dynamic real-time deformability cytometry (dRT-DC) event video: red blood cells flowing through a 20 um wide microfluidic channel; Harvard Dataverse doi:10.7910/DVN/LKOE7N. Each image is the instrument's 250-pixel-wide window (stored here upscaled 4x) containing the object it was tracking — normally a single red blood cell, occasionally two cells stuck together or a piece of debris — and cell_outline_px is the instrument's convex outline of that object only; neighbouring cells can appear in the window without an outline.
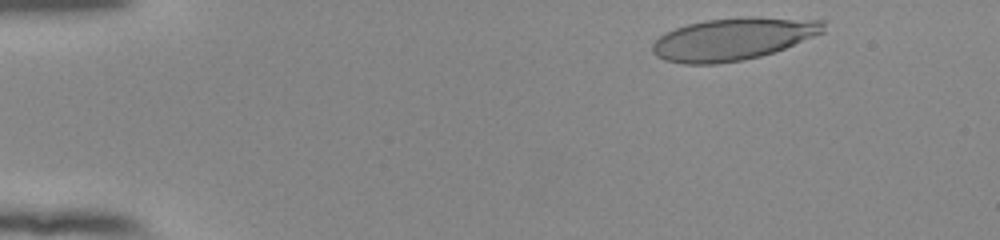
{"species": "human", "species_latin": "Homo sapiens", "temperature_condition": "room temperature", "stored_images_in_passage": 43, "camera_frame_rate_fps": 3000, "um_per_image_px": 0.085, "donor": {"sex": "female"}, "frame": {"image": 1, "passage_image": 3, "time_ms": 0.667, "image_size_px": [1000, 240], "cell_outline_px": [[824, 32], [784, 48], [760, 56], [744, 60], [716, 64], [684, 64], [664, 60], [656, 56], [652, 52], [652, 44], [664, 32], [688, 24], [704, 20], [740, 16], [756, 16], [824, 20]], "centroid_in_image_um": [62.29, 3.3], "position_along_channel_um": 22.7, "area_um2": 42.43}}
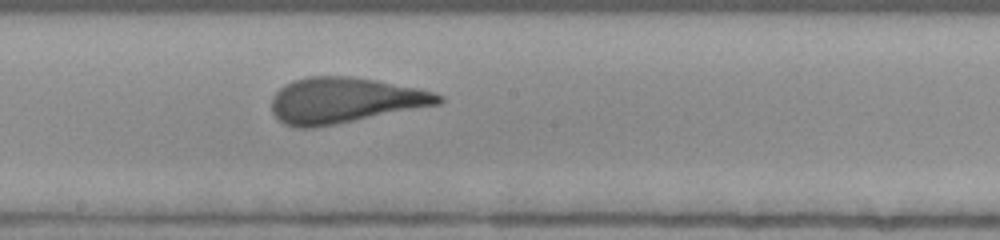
{"frame": {"image": 2, "passage_image": 26, "time_ms": 8.333, "image_size_px": [1000, 240], "cell_outline_px": [[444, 100], [440, 104], [336, 124], [312, 128], [296, 128], [284, 124], [272, 112], [272, 96], [284, 84], [308, 76], [348, 76], [376, 80], [416, 88], [432, 92], [444, 96]], "centroid_in_image_um": [29.27, 8.53], "position_along_channel_um": 218.9, "area_um2": 44.16}}
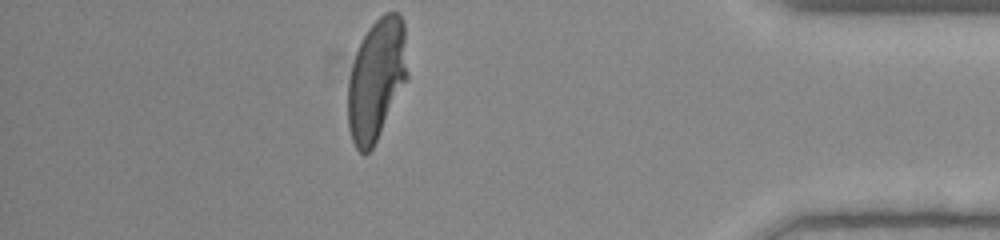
{"frame": {"image": 3, "passage_image": 43, "time_ms": 14.0, "image_size_px": [1000, 240], "cell_outline_px": [[408, 80], [372, 148], [364, 156], [356, 148], [352, 140], [348, 128], [348, 80], [352, 64], [360, 40], [368, 28], [384, 12], [400, 12], [404, 20], [408, 72]], "centroid_in_image_um": [32.01, 6.72], "position_along_channel_um": 403.2, "area_um2": 42.71}, "authors_computed_cell_mechanics": {"area_um2": 43.4078, "velocity_mm_per_s": 3.881, "shape_relaxation_time_tau1_ms": 5.097, "shape_relaxation_time_tau2_ms": 0.7083, "deformation_change_tau1": 0.2384, "deformation_change_tau2": 0.1017}}